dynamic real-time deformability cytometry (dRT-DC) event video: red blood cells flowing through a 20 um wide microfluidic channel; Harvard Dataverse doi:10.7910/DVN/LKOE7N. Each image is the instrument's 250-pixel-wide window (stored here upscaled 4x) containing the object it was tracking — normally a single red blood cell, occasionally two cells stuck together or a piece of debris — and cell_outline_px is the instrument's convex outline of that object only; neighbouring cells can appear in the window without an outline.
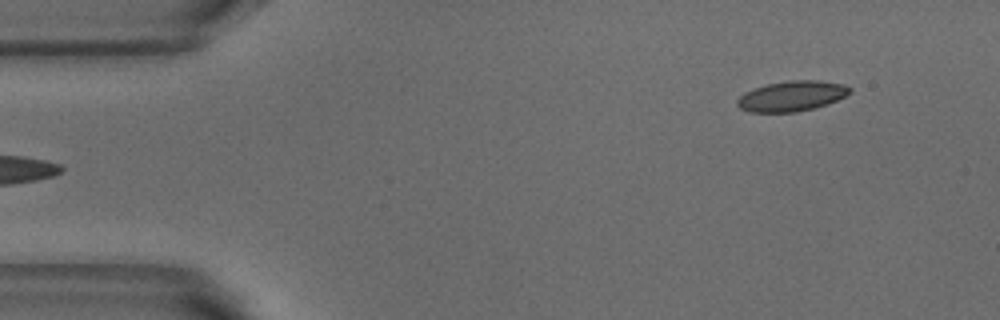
{"species": "common noctule bat (a hibernating species)", "species_latin": "Nyctalus noctula", "temperature_condition": "warm", "stored_images_in_passage": 3, "segment_of_instrument_passage": [2, 2], "camera_frame_rate_fps": 3000, "um_per_image_px": 0.085, "animal": {"sex": "male", "body_mass_g": 18.8}, "frame": {"image": 1, "passage_image": 3, "time_ms": 0.667, "image_size_px": [1000, 320], "cell_outline_px": [[852, 92], [836, 100], [812, 108], [796, 112], [748, 112], [740, 108], [736, 104], [736, 100], [744, 92], [768, 84], [792, 80], [820, 80], [844, 84], [852, 88]], "centroid_in_image_um": [67.29, 8.16], "position_along_channel_um": 17.7, "area_um2": 19.71}}